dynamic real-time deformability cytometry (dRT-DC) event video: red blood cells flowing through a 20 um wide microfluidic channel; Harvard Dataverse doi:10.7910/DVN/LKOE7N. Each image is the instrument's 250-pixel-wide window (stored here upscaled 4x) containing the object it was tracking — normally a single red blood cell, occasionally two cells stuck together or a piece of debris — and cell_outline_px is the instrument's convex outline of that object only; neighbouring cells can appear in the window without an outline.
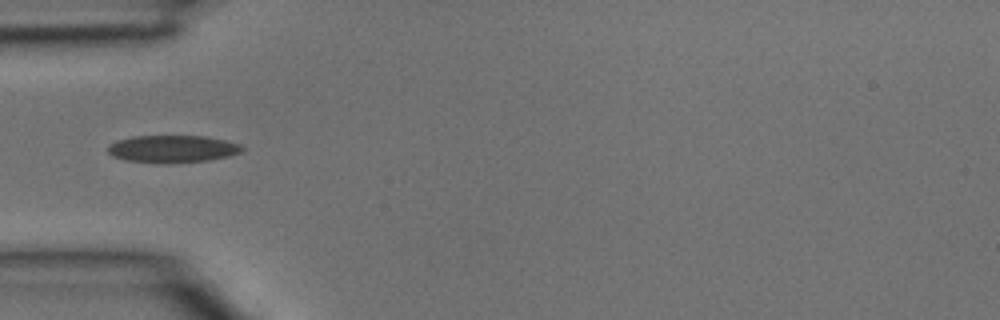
{"species": "common noctule bat (a hibernating species)", "species_latin": "Nyctalus noctula", "temperature_condition": "room temperature", "stored_images_in_passage": 26, "camera_frame_rate_fps": 3000, "um_per_image_px": 0.085, "animal": {"sex": "male", "body_mass_g": 15.6}, "frame": {"image": 1, "passage_image": 1, "time_ms": 0.0, "image_size_px": [1000, 320], "cell_outline_px": [[244, 148], [240, 152], [228, 156], [208, 160], [164, 164], [124, 160], [112, 156], [108, 152], [108, 148], [116, 140], [132, 136], [204, 136], [224, 140], [240, 144]], "centroid_in_image_um": [14.64, 12.66], "position_along_channel_um": 70.4, "area_um2": 21.39}}
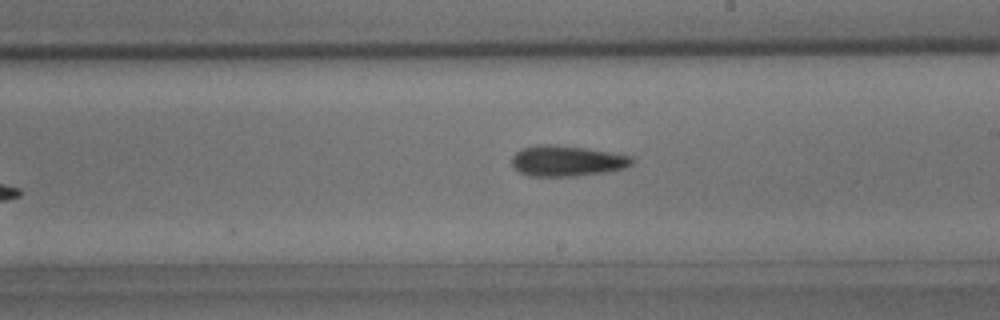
{"frame": {"image": 2, "passage_image": 11, "time_ms": 3.333, "image_size_px": [1000, 320], "cell_outline_px": [[636, 160], [632, 164], [624, 168], [604, 172], [576, 176], [528, 176], [520, 172], [512, 164], [512, 156], [516, 152], [524, 148], [544, 144], [556, 144], [588, 148], [632, 156]], "centroid_in_image_um": [48.22, 13.67], "position_along_channel_um": 240.8, "area_um2": 21.5}}